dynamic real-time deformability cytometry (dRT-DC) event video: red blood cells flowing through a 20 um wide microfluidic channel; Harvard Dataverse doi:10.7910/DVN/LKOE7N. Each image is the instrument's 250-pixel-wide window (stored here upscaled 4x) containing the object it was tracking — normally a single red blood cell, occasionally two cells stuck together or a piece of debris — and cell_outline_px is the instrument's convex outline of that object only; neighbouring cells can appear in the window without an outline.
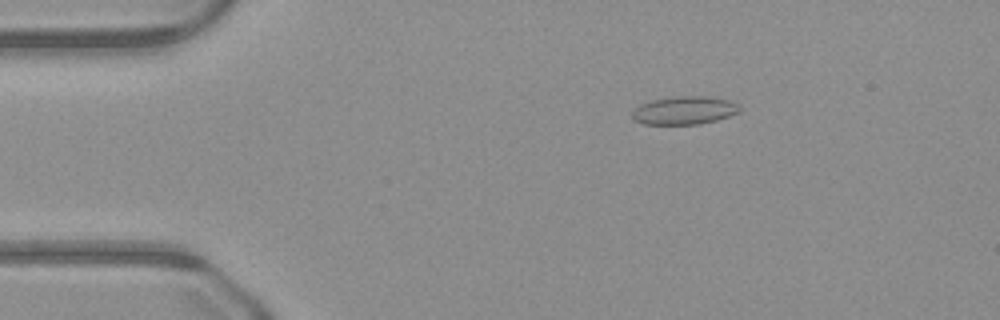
{"species": "common noctule bat (a hibernating species)", "species_latin": "Nyctalus noctula", "temperature_condition": "warm", "stored_images_in_passage": 50, "camera_frame_rate_fps": 3000, "um_per_image_px": 0.085, "animal": {"sex": "male", "body_mass_g": 23.1, "forearm_length_mm": 52.7}, "frame": {"image": 1, "passage_image": 9, "time_ms": 2.667, "image_size_px": [1000, 320], "cell_outline_px": [[740, 112], [716, 120], [700, 124], [644, 124], [636, 120], [632, 116], [632, 112], [640, 104], [652, 100], [680, 96], [708, 96], [728, 100], [740, 104]], "centroid_in_image_um": [58.21, 9.38], "position_along_channel_um": 26.8, "area_um2": 17.51}}
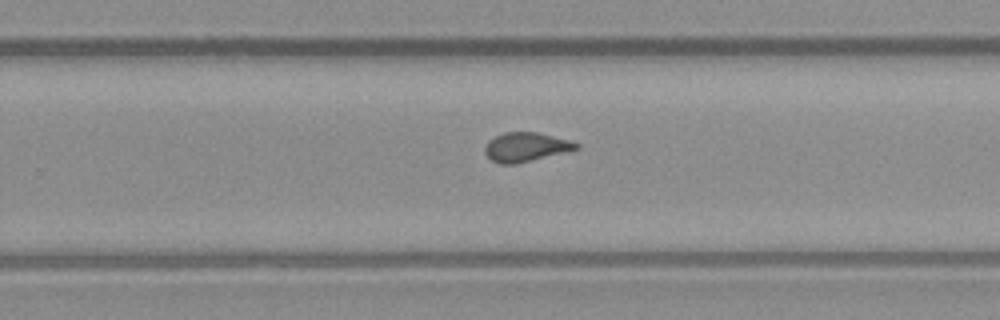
{"frame": {"image": 2, "passage_image": 32, "time_ms": 10.333, "image_size_px": [1000, 320], "cell_outline_px": [[580, 148], [568, 152], [516, 164], [500, 164], [492, 160], [484, 152], [484, 144], [488, 140], [504, 132], [536, 132], [568, 140], [580, 144]], "centroid_in_image_um": [44.69, 12.5], "position_along_channel_um": 285.1, "area_um2": 15.61}}
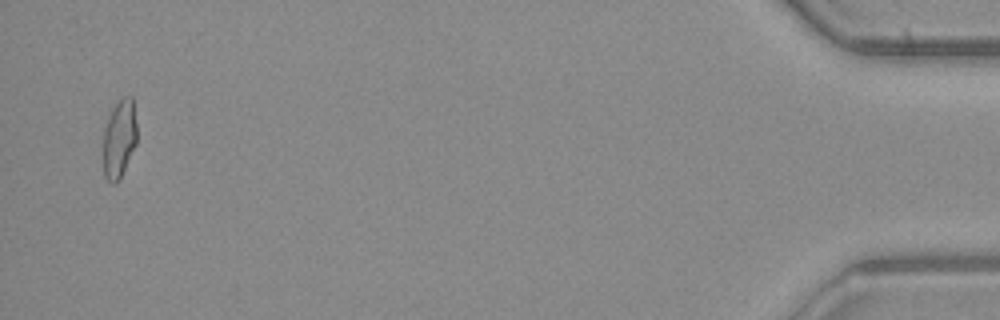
{"frame": {"image": 3, "passage_image": 49, "time_ms": 16.0, "image_size_px": [1000, 320], "cell_outline_px": [[136, 144], [120, 180], [116, 184], [112, 184], [104, 176], [104, 128], [108, 116], [112, 108], [124, 96], [132, 96], [136, 124]], "centroid_in_image_um": [10.14, 11.82], "position_along_channel_um": 425.1, "area_um2": 15.37}}